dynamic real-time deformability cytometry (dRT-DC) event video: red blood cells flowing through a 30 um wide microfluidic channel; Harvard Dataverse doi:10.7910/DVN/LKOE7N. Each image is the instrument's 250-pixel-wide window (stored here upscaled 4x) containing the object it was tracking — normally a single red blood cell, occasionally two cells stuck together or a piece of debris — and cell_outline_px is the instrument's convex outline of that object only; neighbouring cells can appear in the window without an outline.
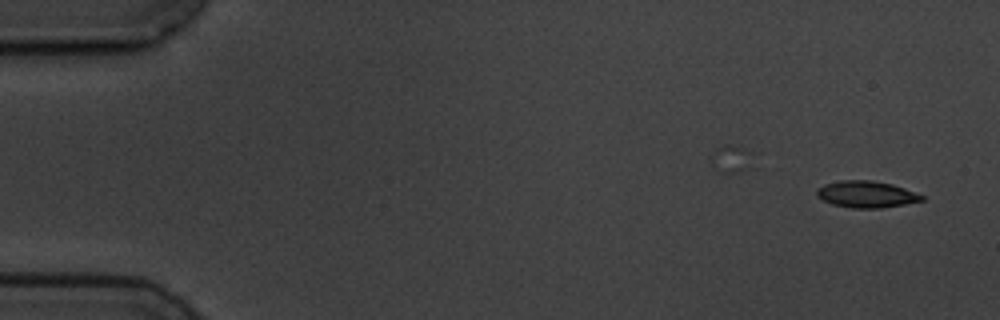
{"species": "common noctule bat (a hibernating species)", "species_latin": "Nyctalus noctula", "temperature_condition": "cold", "stored_images_in_passage": 2, "camera_frame_rate_fps": 3000, "um_per_image_px": 0.085, "animal": {"sex": "male", "body_mass_g": 19.5, "forearm_length_mm": 54.6}, "frame": {"image": 1, "passage_image": 2, "time_ms": 2.0, "image_size_px": [1000, 320], "cell_outline_px": [[924, 200], [904, 204], [880, 208], [852, 208], [832, 204], [816, 196], [816, 192], [824, 184], [840, 180], [872, 180], [892, 184], [904, 188], [924, 196]], "centroid_in_image_um": [73.63, 16.51], "position_along_channel_um": 11.4, "area_um2": 16.18}}